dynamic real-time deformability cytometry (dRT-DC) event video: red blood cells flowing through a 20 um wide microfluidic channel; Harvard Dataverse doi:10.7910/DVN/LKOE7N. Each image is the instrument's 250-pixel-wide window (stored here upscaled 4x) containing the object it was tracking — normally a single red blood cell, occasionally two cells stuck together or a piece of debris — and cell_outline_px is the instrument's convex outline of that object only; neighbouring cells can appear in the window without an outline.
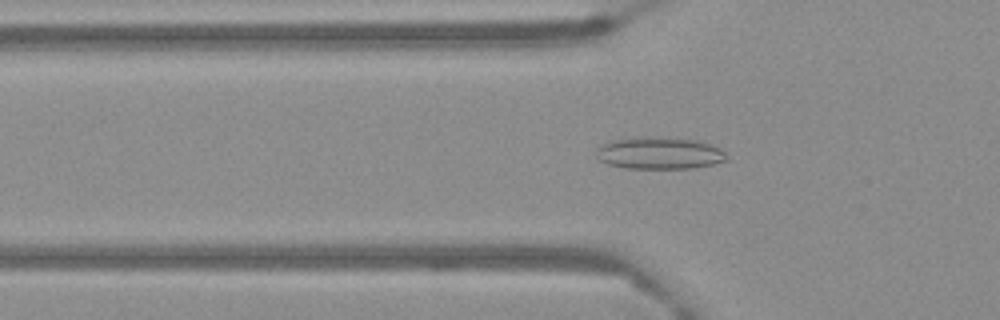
{"species": "Egyptian fruit bat (a non-hibernating species)", "species_latin": "Rousettus aegyptiacus", "temperature_condition": "warm", "stored_images_in_passage": 64, "camera_frame_rate_fps": 3000, "um_per_image_px": 0.085, "frame": {"image": 1, "passage_image": 21, "time_ms": 6.667, "image_size_px": [1000, 320], "cell_outline_px": [[728, 160], [712, 164], [692, 168], [628, 168], [608, 164], [600, 160], [596, 156], [596, 148], [608, 140], [636, 136], [648, 136], [700, 140], [712, 144], [720, 148], [728, 156]], "centroid_in_image_um": [56.04, 12.99], "position_along_channel_um": 69.8, "area_um2": 24.74}}
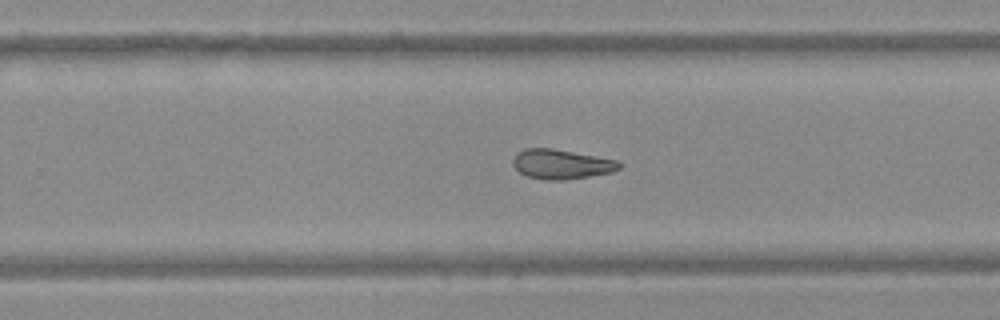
{"frame": {"image": 2, "passage_image": 41, "time_ms": 13.333, "image_size_px": [1000, 320], "cell_outline_px": [[620, 168], [612, 172], [564, 180], [548, 180], [528, 176], [520, 172], [512, 164], [512, 160], [524, 148], [552, 148], [616, 160], [620, 164]], "centroid_in_image_um": [47.7, 13.95], "position_along_channel_um": 282.1, "area_um2": 17.98}}
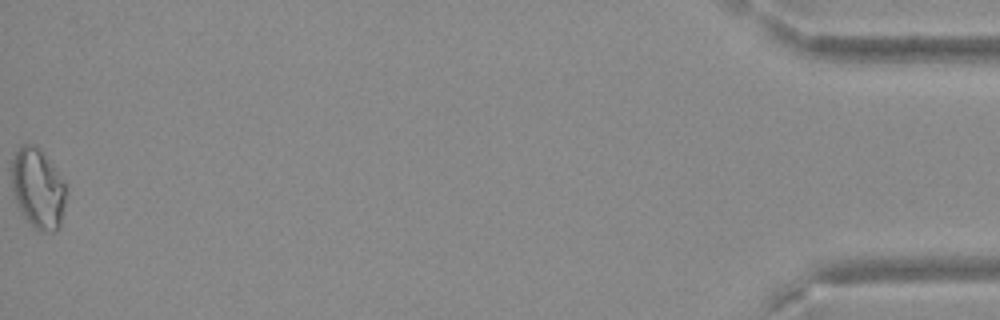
{"frame": {"image": 3, "passage_image": 64, "time_ms": 21.0, "image_size_px": [1000, 320], "cell_outline_px": [[68, 192], [60, 228], [56, 232], [44, 232], [36, 228], [24, 216], [16, 200], [12, 188], [12, 160], [16, 152], [24, 144], [32, 144], [44, 156], [68, 184]], "centroid_in_image_um": [3.29, 16.07], "position_along_channel_um": 431.9, "area_um2": 25.2}}